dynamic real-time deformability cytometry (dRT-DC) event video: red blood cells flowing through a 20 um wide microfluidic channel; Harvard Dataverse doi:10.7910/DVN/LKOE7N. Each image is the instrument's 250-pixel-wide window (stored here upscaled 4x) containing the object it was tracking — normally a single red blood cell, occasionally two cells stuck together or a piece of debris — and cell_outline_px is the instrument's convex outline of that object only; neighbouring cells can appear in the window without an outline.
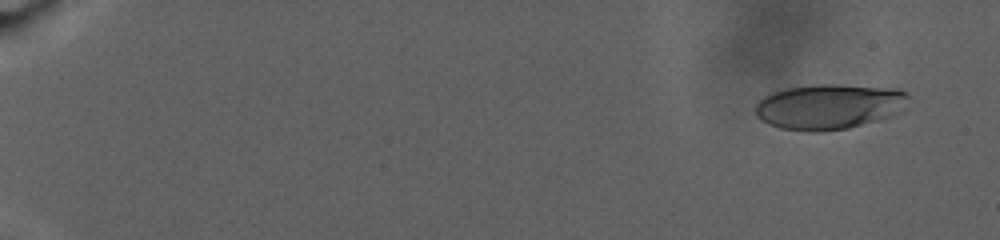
{"species": "human", "species_latin": "Homo sapiens", "temperature_condition": "warm", "stored_images_in_passage": 92, "camera_frame_rate_fps": 3000, "um_per_image_px": 0.085, "donor": {"sex": "male"}, "frame": {"image": 1, "passage_image": 7, "time_ms": 2.0, "image_size_px": [1000, 240], "cell_outline_px": [[908, 96], [892, 116], [848, 128], [820, 132], [812, 132], [780, 128], [768, 124], [760, 120], [756, 116], [756, 104], [764, 96], [772, 92], [788, 88], [820, 84], [836, 84], [896, 88], [904, 92]], "centroid_in_image_um": [70.39, 9.06], "position_along_channel_um": 14.6, "area_um2": 40.0}}
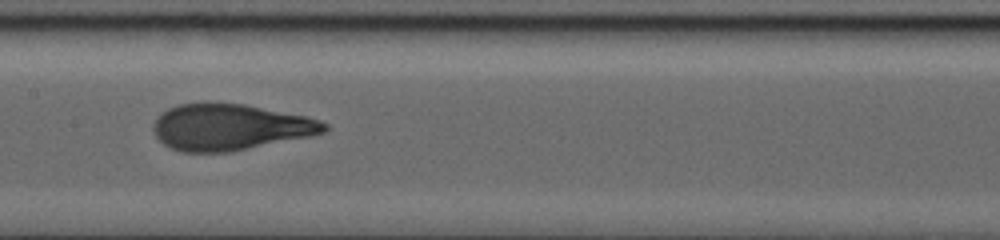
{"frame": {"image": 2, "passage_image": 53, "time_ms": 17.333, "image_size_px": [1000, 240], "cell_outline_px": [[328, 128], [324, 132], [312, 136], [232, 152], [180, 152], [164, 144], [156, 136], [152, 128], [156, 116], [168, 108], [180, 104], [204, 100], [244, 104], [308, 116], [320, 120], [328, 124]], "centroid_in_image_um": [19.55, 10.78], "position_along_channel_um": 187.9, "area_um2": 46.99}}
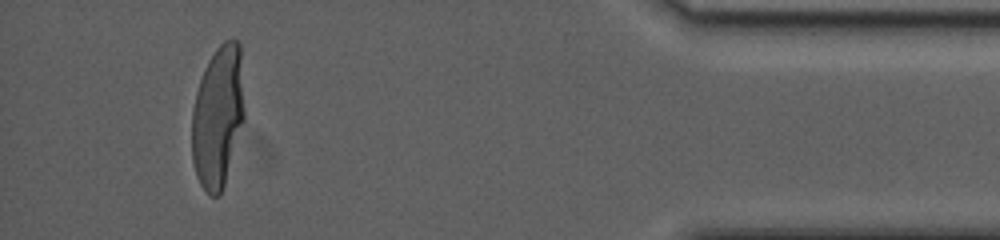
{"frame": {"image": 3, "passage_image": 87, "time_ms": 28.667, "image_size_px": [1000, 240], "cell_outline_px": [[244, 120], [224, 184], [220, 196], [212, 196], [200, 184], [196, 176], [192, 160], [192, 108], [196, 92], [204, 68], [208, 60], [216, 48], [224, 40], [232, 36], [240, 44], [244, 108]], "centroid_in_image_um": [18.51, 9.87], "position_along_channel_um": 416.7, "area_um2": 43.58}, "authors_computed_cell_mechanics": {"area_um2": 44.0147, "velocity_mm_per_s": 2.4253, "shape_relaxation_time_tau1_ms": 8.8808, "shape_relaxation_time_tau2_ms": null, "deformation_change_tau1": 0.2991, "deformation_change_tau2": null}}